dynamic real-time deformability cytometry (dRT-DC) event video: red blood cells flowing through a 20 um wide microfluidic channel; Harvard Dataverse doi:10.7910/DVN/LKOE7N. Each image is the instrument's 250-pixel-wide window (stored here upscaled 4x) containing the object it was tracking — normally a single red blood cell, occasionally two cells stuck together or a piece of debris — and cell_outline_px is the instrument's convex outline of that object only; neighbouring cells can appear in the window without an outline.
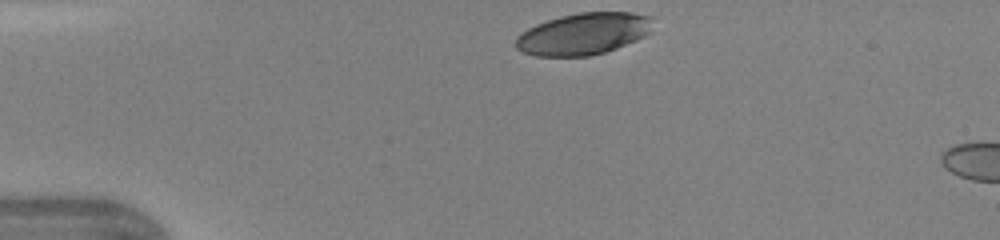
{"species": "human", "species_latin": "Homo sapiens", "temperature_condition": "warm", "stored_images_in_passage": 31, "camera_frame_rate_fps": 3000, "um_per_image_px": 0.085, "donor": {"sex": "female"}, "frame": {"image": 1, "passage_image": 1, "time_ms": 0.0, "image_size_px": [1000, 240], "cell_outline_px": [[652, 32], [636, 40], [616, 48], [604, 52], [588, 56], [536, 56], [524, 52], [516, 48], [516, 36], [520, 32], [536, 24], [560, 16], [580, 12], [632, 12], [652, 16]], "centroid_in_image_um": [49.61, 2.86], "position_along_channel_um": 35.4, "area_um2": 33.47}}
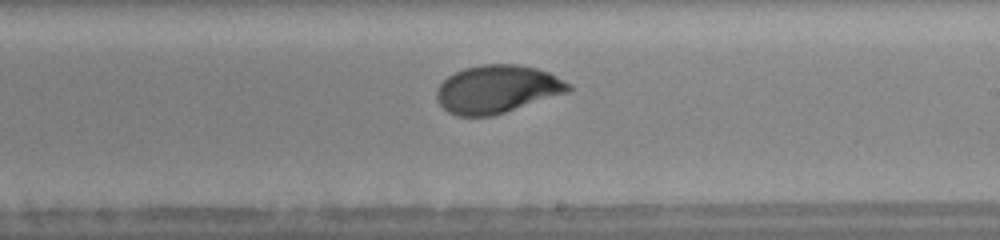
{"frame": {"image": 2, "passage_image": 19, "time_ms": 6.0, "image_size_px": [1000, 240], "cell_outline_px": [[572, 88], [568, 92], [492, 116], [456, 116], [448, 112], [436, 100], [436, 88], [448, 76], [464, 68], [480, 64], [516, 64], [536, 68], [548, 72], [572, 84]], "centroid_in_image_um": [42.24, 7.57], "position_along_channel_um": 246.8, "area_um2": 36.82}}
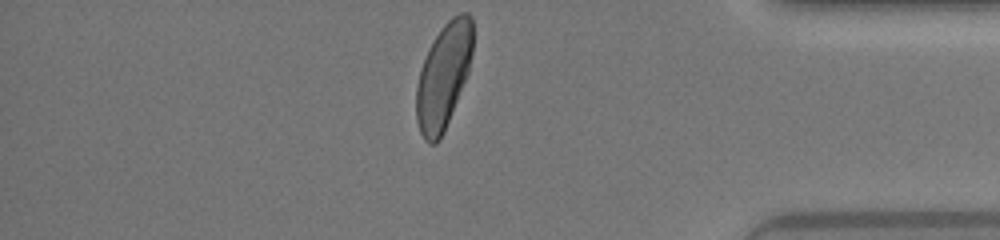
{"frame": {"image": 3, "passage_image": 31, "time_ms": 10.0, "image_size_px": [1000, 240], "cell_outline_px": [[472, 52], [468, 72], [444, 132], [440, 140], [436, 144], [428, 144], [424, 140], [420, 132], [416, 120], [416, 88], [420, 68], [428, 48], [444, 24], [452, 16], [460, 12], [468, 12], [472, 16]], "centroid_in_image_um": [37.68, 6.47], "position_along_channel_um": 397.5, "area_um2": 34.68}, "authors_computed_cell_mechanics": {"area_um2": 36.5874, "velocity_mm_per_s": 4.3555, "shape_relaxation_time_tau1_ms": 2.8667, "shape_relaxation_time_tau2_ms": 0.736, "deformation_change_tau1": 0.1447, "deformation_change_tau2": 0.045}}